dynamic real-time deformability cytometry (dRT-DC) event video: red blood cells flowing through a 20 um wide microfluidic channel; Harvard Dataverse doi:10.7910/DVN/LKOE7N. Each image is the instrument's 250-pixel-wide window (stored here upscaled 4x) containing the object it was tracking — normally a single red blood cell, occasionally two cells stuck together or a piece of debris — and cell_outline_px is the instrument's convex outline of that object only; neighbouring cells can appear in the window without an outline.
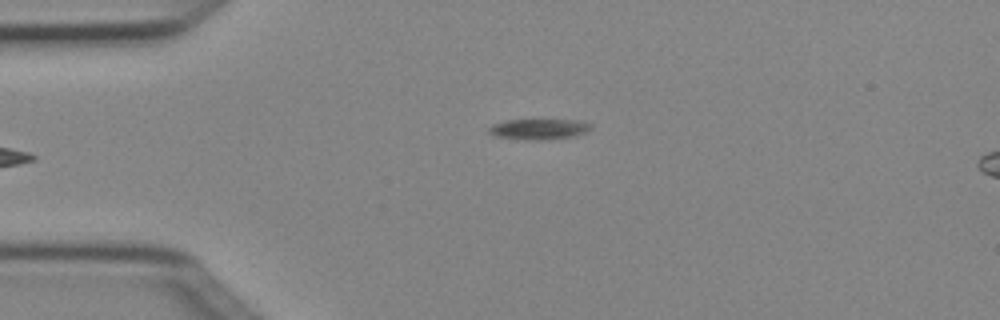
{"species": "Egyptian fruit bat (a non-hibernating species)", "species_latin": "Rousettus aegyptiacus", "temperature_condition": "cold", "stored_images_in_passage": 4, "camera_frame_rate_fps": 3000, "um_per_image_px": 0.085, "animal": {"sex": "female"}, "frame": {"image": 1, "passage_image": 4, "time_ms": 1.0, "image_size_px": [1000, 320], "cell_outline_px": [[592, 128], [584, 132], [572, 136], [536, 140], [524, 140], [496, 136], [488, 132], [488, 128], [492, 124], [508, 120], [576, 120], [592, 124]], "centroid_in_image_um": [45.76, 10.97], "position_along_channel_um": 39.2, "area_um2": 12.02}}